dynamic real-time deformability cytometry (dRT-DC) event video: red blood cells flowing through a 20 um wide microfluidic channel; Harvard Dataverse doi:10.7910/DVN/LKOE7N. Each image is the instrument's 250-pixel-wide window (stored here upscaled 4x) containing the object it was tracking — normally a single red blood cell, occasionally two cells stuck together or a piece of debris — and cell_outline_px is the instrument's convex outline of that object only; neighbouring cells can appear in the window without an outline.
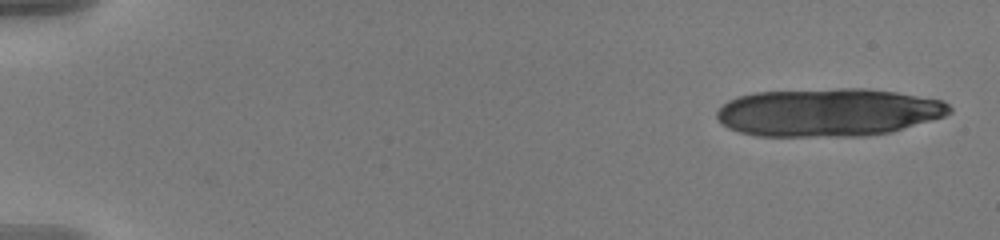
{"species": "human", "species_latin": "Homo sapiens", "temperature_condition": "warm", "stored_images_in_passage": 19, "camera_frame_rate_fps": 3000, "um_per_image_px": 0.085, "donor": {"sex": "male"}, "frame": {"image": 1, "passage_image": 1, "time_ms": 0.0, "image_size_px": [1000, 240], "cell_outline_px": [[952, 112], [944, 116], [892, 132], [868, 136], [756, 136], [740, 132], [728, 128], [720, 124], [716, 116], [716, 112], [728, 100], [736, 96], [756, 92], [836, 88], [864, 88], [896, 92], [944, 100], [952, 108]], "centroid_in_image_um": [70.39, 9.55], "position_along_channel_um": 14.6, "area_um2": 65.6}}